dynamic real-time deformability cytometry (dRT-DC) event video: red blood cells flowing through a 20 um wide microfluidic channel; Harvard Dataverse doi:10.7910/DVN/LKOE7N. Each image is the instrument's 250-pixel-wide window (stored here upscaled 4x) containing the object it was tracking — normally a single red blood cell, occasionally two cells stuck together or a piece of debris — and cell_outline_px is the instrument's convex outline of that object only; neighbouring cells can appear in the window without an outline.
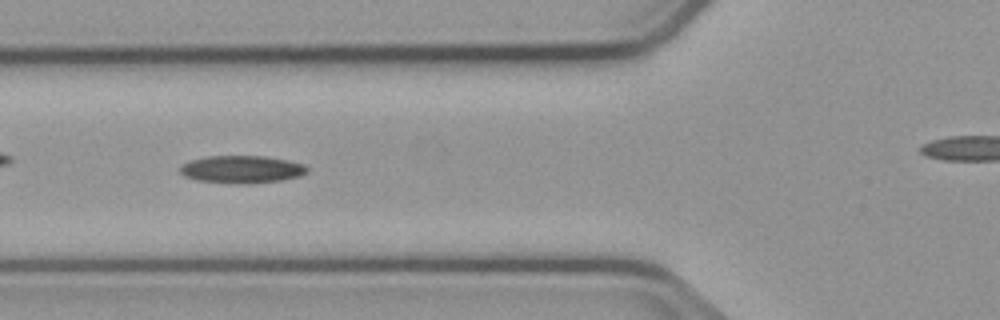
{"species": "common noctule bat (a hibernating species)", "species_latin": "Nyctalus noctula", "temperature_condition": "cold", "stored_images_in_passage": 36, "camera_frame_rate_fps": 3000, "um_per_image_px": 0.085, "animal": {"sex": "male", "body_mass_g": 23.1, "forearm_length_mm": 52.7}, "frame": {"image": 1, "passage_image": 9, "time_ms": 2.667, "image_size_px": [1000, 320], "cell_outline_px": [[308, 172], [300, 176], [280, 180], [248, 184], [236, 184], [196, 180], [184, 176], [180, 172], [180, 164], [192, 160], [208, 156], [264, 156], [304, 164], [308, 168]], "centroid_in_image_um": [20.53, 14.4], "position_along_channel_um": 105.3, "area_um2": 20.4}}
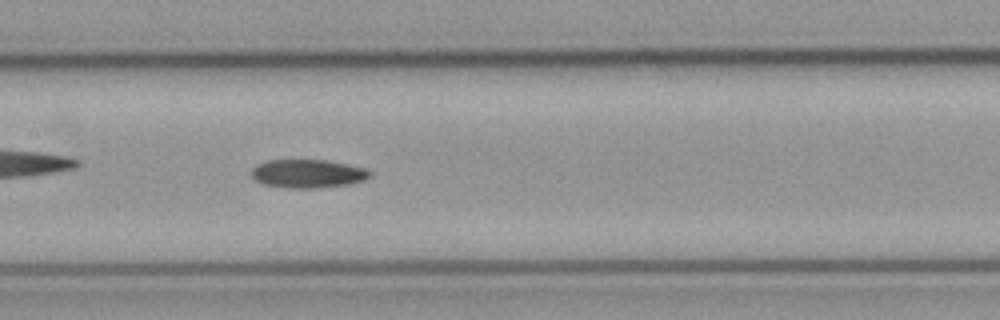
{"frame": {"image": 2, "passage_image": 15, "time_ms": 4.667, "image_size_px": [1000, 320], "cell_outline_px": [[372, 172], [364, 180], [352, 184], [320, 188], [284, 188], [264, 184], [256, 180], [252, 176], [252, 168], [256, 164], [268, 160], [324, 160], [364, 168]], "centroid_in_image_um": [26.14, 14.77], "position_along_channel_um": 181.3, "area_um2": 19.59}}
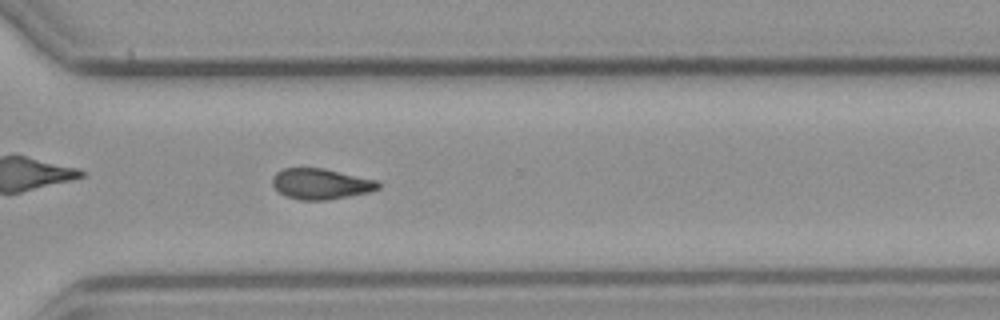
{"frame": {"image": 3, "passage_image": 28, "time_ms": 9.0, "image_size_px": [1000, 320], "cell_outline_px": [[380, 188], [368, 192], [328, 200], [300, 200], [288, 196], [280, 192], [272, 184], [272, 176], [276, 172], [284, 168], [324, 168], [376, 180], [380, 184]], "centroid_in_image_um": [27.26, 15.62], "position_along_channel_um": 343.3, "area_um2": 18.79}}